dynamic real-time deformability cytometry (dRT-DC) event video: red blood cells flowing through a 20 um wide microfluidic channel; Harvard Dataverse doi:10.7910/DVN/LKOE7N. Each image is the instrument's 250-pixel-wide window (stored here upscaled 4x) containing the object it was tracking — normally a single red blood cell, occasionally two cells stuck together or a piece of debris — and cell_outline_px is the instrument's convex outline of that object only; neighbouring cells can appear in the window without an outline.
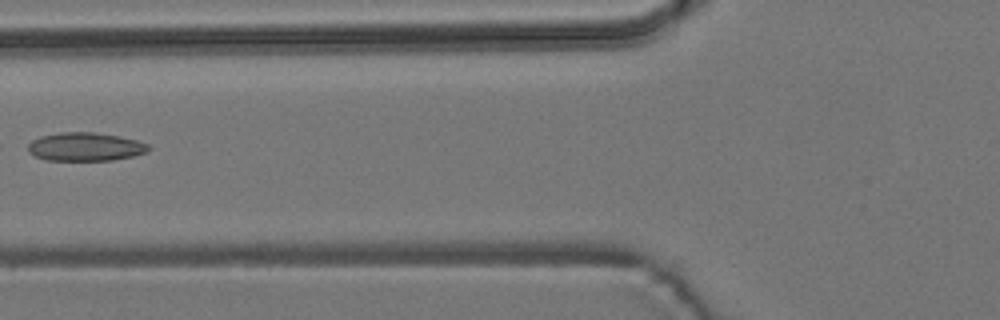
{"species": "common noctule bat (a hibernating species)", "species_latin": "Nyctalus noctula", "temperature_condition": "room temperature", "stored_images_in_passage": 7, "camera_frame_rate_fps": 3000, "um_per_image_px": 0.085, "animal": {"sex": "male", "body_mass_g": 19.2, "forearm_length_mm": 51.8}, "frame": {"image": 1, "passage_image": 6, "time_ms": 6.0, "image_size_px": [1000, 320], "cell_outline_px": [[152, 148], [144, 152], [132, 156], [112, 160], [48, 160], [36, 156], [28, 152], [28, 144], [32, 140], [40, 136], [60, 132], [96, 132], [120, 136], [136, 140], [148, 144]], "centroid_in_image_um": [7.24, 12.46], "position_along_channel_um": 118.6, "area_um2": 19.94}}
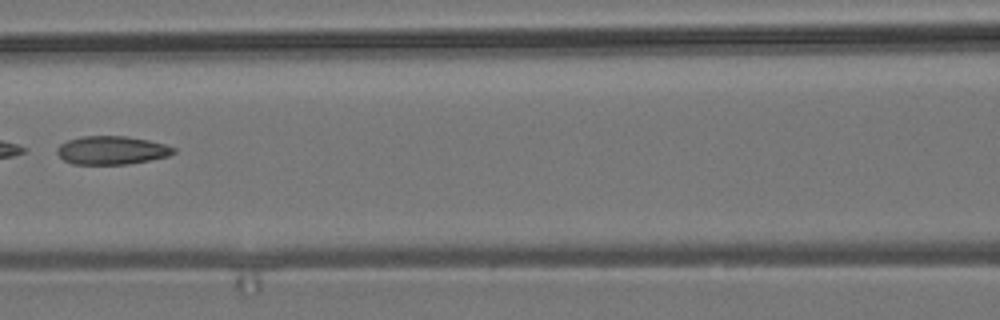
{"frame": {"image": 2, "passage_image": 7, "time_ms": 7.0, "image_size_px": [1000, 320], "cell_outline_px": [[176, 152], [168, 156], [128, 164], [72, 164], [64, 160], [56, 152], [56, 148], [60, 144], [68, 140], [80, 136], [124, 136], [148, 140], [164, 144], [176, 148]], "centroid_in_image_um": [9.48, 12.77], "position_along_channel_um": 157.1, "area_um2": 19.25}}